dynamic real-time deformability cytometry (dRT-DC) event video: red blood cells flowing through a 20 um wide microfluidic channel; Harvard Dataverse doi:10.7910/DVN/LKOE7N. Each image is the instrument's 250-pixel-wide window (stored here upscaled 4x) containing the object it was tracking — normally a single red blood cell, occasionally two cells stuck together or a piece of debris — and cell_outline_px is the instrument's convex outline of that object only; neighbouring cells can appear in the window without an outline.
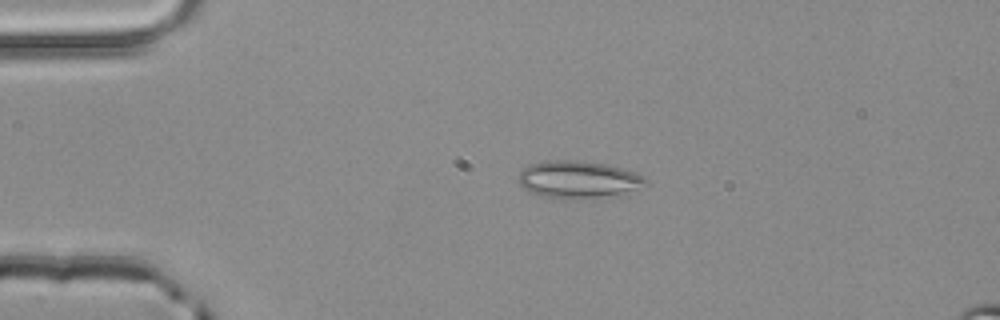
{"species": "common noctule bat (a hibernating species)", "species_latin": "Nyctalus noctula", "temperature_condition": "room temperature", "stored_images_in_passage": 2, "camera_frame_rate_fps": 3000, "um_per_image_px": 0.085, "animal": {"sex": "male", "body_mass_g": 20.4}, "frame": {"image": 1, "passage_image": 1, "time_ms": 0.0, "image_size_px": [1000, 320], "cell_outline_px": [[648, 184], [620, 192], [600, 196], [560, 200], [544, 196], [532, 192], [524, 188], [520, 184], [520, 172], [524, 168], [532, 164], [548, 160], [584, 160], [604, 164], [636, 172], [644, 176], [648, 180]], "centroid_in_image_um": [49.12, 15.23], "position_along_channel_um": 35.9, "area_um2": 27.05}}